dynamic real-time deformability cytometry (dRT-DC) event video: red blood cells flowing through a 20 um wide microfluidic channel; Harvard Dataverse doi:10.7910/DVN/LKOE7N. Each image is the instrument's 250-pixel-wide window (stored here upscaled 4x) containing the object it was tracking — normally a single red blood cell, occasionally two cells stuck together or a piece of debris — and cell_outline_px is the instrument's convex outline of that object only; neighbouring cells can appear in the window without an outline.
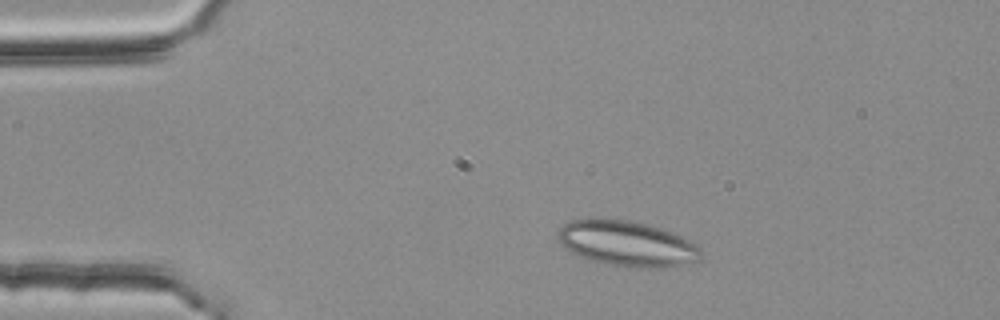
{"species": "common noctule bat (a hibernating species)", "species_latin": "Nyctalus noctula", "temperature_condition": "room temperature", "stored_images_in_passage": 42, "camera_frame_rate_fps": 3000, "um_per_image_px": 0.085, "animal": {"sex": "female", "body_mass_g": 25.1}, "frame": {"image": 1, "passage_image": 1, "time_ms": 0.0, "image_size_px": [1000, 320], "cell_outline_px": [[700, 256], [696, 260], [684, 264], [664, 268], [648, 268], [600, 264], [580, 256], [572, 252], [556, 240], [556, 232], [564, 224], [572, 220], [588, 216], [632, 220], [664, 228], [676, 232], [684, 236], [700, 248]], "centroid_in_image_um": [53.25, 20.66], "position_along_channel_um": 31.8, "area_um2": 38.78}}
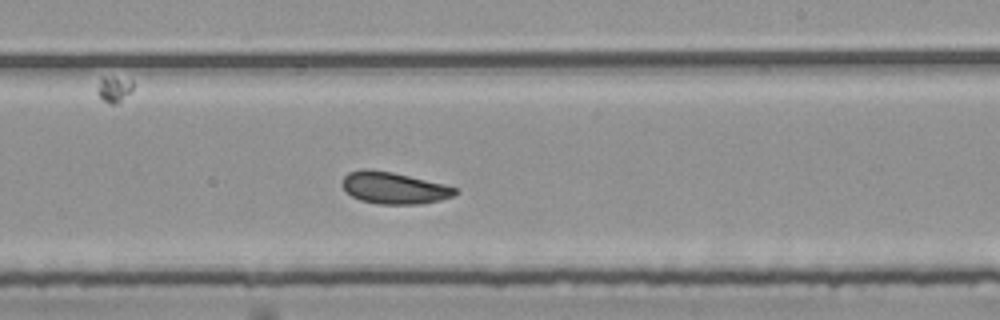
{"frame": {"image": 2, "passage_image": 23, "time_ms": 7.333, "image_size_px": [1000, 320], "cell_outline_px": [[460, 192], [452, 196], [440, 200], [420, 204], [380, 204], [360, 200], [352, 196], [340, 184], [344, 176], [348, 172], [360, 168], [368, 168], [392, 172], [444, 184], [456, 188]], "centroid_in_image_um": [33.46, 15.96], "position_along_channel_um": 255.5, "area_um2": 20.98}}
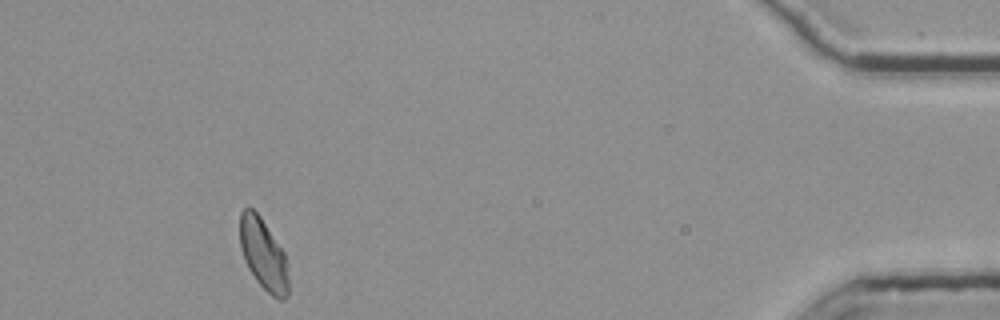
{"frame": {"image": 3, "passage_image": 41, "time_ms": 13.333, "image_size_px": [1000, 320], "cell_outline_px": [[288, 296], [284, 300], [276, 300], [256, 280], [248, 268], [244, 260], [240, 248], [240, 212], [244, 208], [252, 208], [260, 216], [284, 252], [288, 280]], "centroid_in_image_um": [22.37, 21.64], "position_along_channel_um": 412.8, "area_um2": 20.06}, "authors_computed_cell_mechanics": {"area_um2": 20.9525, "velocity_mm_per_s": 3.7431, "shape_relaxation_time_tau1_ms": 9.7263, "shape_relaxation_time_tau2_ms": 4.5495, "deformation_change_tau1": 0.1103, "deformation_change_tau2": 0.091}}